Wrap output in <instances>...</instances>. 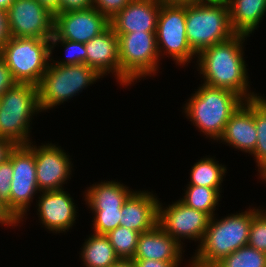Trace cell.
<instances>
[{
	"instance_id": "obj_38",
	"label": "cell",
	"mask_w": 266,
	"mask_h": 267,
	"mask_svg": "<svg viewBox=\"0 0 266 267\" xmlns=\"http://www.w3.org/2000/svg\"><path fill=\"white\" fill-rule=\"evenodd\" d=\"M0 223L7 226H15L16 224L20 223L8 210L6 204L1 200H0Z\"/></svg>"
},
{
	"instance_id": "obj_1",
	"label": "cell",
	"mask_w": 266,
	"mask_h": 267,
	"mask_svg": "<svg viewBox=\"0 0 266 267\" xmlns=\"http://www.w3.org/2000/svg\"><path fill=\"white\" fill-rule=\"evenodd\" d=\"M246 37L235 34L229 40L214 44L198 54V67L205 79L203 84L230 90L245 101L258 97L252 92L248 93L249 82L242 50Z\"/></svg>"
},
{
	"instance_id": "obj_35",
	"label": "cell",
	"mask_w": 266,
	"mask_h": 267,
	"mask_svg": "<svg viewBox=\"0 0 266 267\" xmlns=\"http://www.w3.org/2000/svg\"><path fill=\"white\" fill-rule=\"evenodd\" d=\"M93 8V0H60L59 13Z\"/></svg>"
},
{
	"instance_id": "obj_24",
	"label": "cell",
	"mask_w": 266,
	"mask_h": 267,
	"mask_svg": "<svg viewBox=\"0 0 266 267\" xmlns=\"http://www.w3.org/2000/svg\"><path fill=\"white\" fill-rule=\"evenodd\" d=\"M226 171V168L213 158L200 159L192 167L189 185L215 188L220 193L221 182Z\"/></svg>"
},
{
	"instance_id": "obj_41",
	"label": "cell",
	"mask_w": 266,
	"mask_h": 267,
	"mask_svg": "<svg viewBox=\"0 0 266 267\" xmlns=\"http://www.w3.org/2000/svg\"><path fill=\"white\" fill-rule=\"evenodd\" d=\"M110 267H136L133 260L130 259H119Z\"/></svg>"
},
{
	"instance_id": "obj_28",
	"label": "cell",
	"mask_w": 266,
	"mask_h": 267,
	"mask_svg": "<svg viewBox=\"0 0 266 267\" xmlns=\"http://www.w3.org/2000/svg\"><path fill=\"white\" fill-rule=\"evenodd\" d=\"M213 267H266V253L245 245L222 258Z\"/></svg>"
},
{
	"instance_id": "obj_36",
	"label": "cell",
	"mask_w": 266,
	"mask_h": 267,
	"mask_svg": "<svg viewBox=\"0 0 266 267\" xmlns=\"http://www.w3.org/2000/svg\"><path fill=\"white\" fill-rule=\"evenodd\" d=\"M10 37L7 11L0 9V49L9 41Z\"/></svg>"
},
{
	"instance_id": "obj_31",
	"label": "cell",
	"mask_w": 266,
	"mask_h": 267,
	"mask_svg": "<svg viewBox=\"0 0 266 267\" xmlns=\"http://www.w3.org/2000/svg\"><path fill=\"white\" fill-rule=\"evenodd\" d=\"M248 245L266 253V215L264 210L253 209Z\"/></svg>"
},
{
	"instance_id": "obj_29",
	"label": "cell",
	"mask_w": 266,
	"mask_h": 267,
	"mask_svg": "<svg viewBox=\"0 0 266 267\" xmlns=\"http://www.w3.org/2000/svg\"><path fill=\"white\" fill-rule=\"evenodd\" d=\"M122 208H91L95 213L94 228L97 234H107L120 226Z\"/></svg>"
},
{
	"instance_id": "obj_30",
	"label": "cell",
	"mask_w": 266,
	"mask_h": 267,
	"mask_svg": "<svg viewBox=\"0 0 266 267\" xmlns=\"http://www.w3.org/2000/svg\"><path fill=\"white\" fill-rule=\"evenodd\" d=\"M51 44V54L55 44L60 42L62 46L65 47V51L67 52L66 60L63 62L56 61L53 63L55 65H77V64H85L87 52L85 49V44L81 42H74L70 40L60 39L55 33L50 38Z\"/></svg>"
},
{
	"instance_id": "obj_19",
	"label": "cell",
	"mask_w": 266,
	"mask_h": 267,
	"mask_svg": "<svg viewBox=\"0 0 266 267\" xmlns=\"http://www.w3.org/2000/svg\"><path fill=\"white\" fill-rule=\"evenodd\" d=\"M241 151L252 153L257 142L254 99L247 100L231 115L219 138Z\"/></svg>"
},
{
	"instance_id": "obj_11",
	"label": "cell",
	"mask_w": 266,
	"mask_h": 267,
	"mask_svg": "<svg viewBox=\"0 0 266 267\" xmlns=\"http://www.w3.org/2000/svg\"><path fill=\"white\" fill-rule=\"evenodd\" d=\"M7 15L11 37L50 39L54 34L55 15L37 0H15Z\"/></svg>"
},
{
	"instance_id": "obj_2",
	"label": "cell",
	"mask_w": 266,
	"mask_h": 267,
	"mask_svg": "<svg viewBox=\"0 0 266 267\" xmlns=\"http://www.w3.org/2000/svg\"><path fill=\"white\" fill-rule=\"evenodd\" d=\"M252 219V209L219 221L213 216L190 267H213L222 258L248 245Z\"/></svg>"
},
{
	"instance_id": "obj_15",
	"label": "cell",
	"mask_w": 266,
	"mask_h": 267,
	"mask_svg": "<svg viewBox=\"0 0 266 267\" xmlns=\"http://www.w3.org/2000/svg\"><path fill=\"white\" fill-rule=\"evenodd\" d=\"M161 0H132L110 19L116 34L156 32Z\"/></svg>"
},
{
	"instance_id": "obj_39",
	"label": "cell",
	"mask_w": 266,
	"mask_h": 267,
	"mask_svg": "<svg viewBox=\"0 0 266 267\" xmlns=\"http://www.w3.org/2000/svg\"><path fill=\"white\" fill-rule=\"evenodd\" d=\"M16 147V145L8 140L0 138V164L9 159L11 151Z\"/></svg>"
},
{
	"instance_id": "obj_17",
	"label": "cell",
	"mask_w": 266,
	"mask_h": 267,
	"mask_svg": "<svg viewBox=\"0 0 266 267\" xmlns=\"http://www.w3.org/2000/svg\"><path fill=\"white\" fill-rule=\"evenodd\" d=\"M87 52L85 64L100 76L112 72L120 82L119 37L109 26L100 35L84 43Z\"/></svg>"
},
{
	"instance_id": "obj_23",
	"label": "cell",
	"mask_w": 266,
	"mask_h": 267,
	"mask_svg": "<svg viewBox=\"0 0 266 267\" xmlns=\"http://www.w3.org/2000/svg\"><path fill=\"white\" fill-rule=\"evenodd\" d=\"M81 256L86 267H110L120 259L110 244L108 236L97 233L85 241Z\"/></svg>"
},
{
	"instance_id": "obj_8",
	"label": "cell",
	"mask_w": 266,
	"mask_h": 267,
	"mask_svg": "<svg viewBox=\"0 0 266 267\" xmlns=\"http://www.w3.org/2000/svg\"><path fill=\"white\" fill-rule=\"evenodd\" d=\"M117 35L119 37L121 85H131L138 78L155 74L160 60L156 32H133Z\"/></svg>"
},
{
	"instance_id": "obj_20",
	"label": "cell",
	"mask_w": 266,
	"mask_h": 267,
	"mask_svg": "<svg viewBox=\"0 0 266 267\" xmlns=\"http://www.w3.org/2000/svg\"><path fill=\"white\" fill-rule=\"evenodd\" d=\"M182 245L158 225L139 235L133 259H154L165 262H180Z\"/></svg>"
},
{
	"instance_id": "obj_22",
	"label": "cell",
	"mask_w": 266,
	"mask_h": 267,
	"mask_svg": "<svg viewBox=\"0 0 266 267\" xmlns=\"http://www.w3.org/2000/svg\"><path fill=\"white\" fill-rule=\"evenodd\" d=\"M114 181L93 184L86 193V203L90 208H122L128 197L134 192Z\"/></svg>"
},
{
	"instance_id": "obj_3",
	"label": "cell",
	"mask_w": 266,
	"mask_h": 267,
	"mask_svg": "<svg viewBox=\"0 0 266 267\" xmlns=\"http://www.w3.org/2000/svg\"><path fill=\"white\" fill-rule=\"evenodd\" d=\"M243 102L230 90L202 84L185 104V113L201 132L218 141L231 115Z\"/></svg>"
},
{
	"instance_id": "obj_16",
	"label": "cell",
	"mask_w": 266,
	"mask_h": 267,
	"mask_svg": "<svg viewBox=\"0 0 266 267\" xmlns=\"http://www.w3.org/2000/svg\"><path fill=\"white\" fill-rule=\"evenodd\" d=\"M63 190L43 191L37 202L42 224L56 233L69 230L77 213L70 194Z\"/></svg>"
},
{
	"instance_id": "obj_13",
	"label": "cell",
	"mask_w": 266,
	"mask_h": 267,
	"mask_svg": "<svg viewBox=\"0 0 266 267\" xmlns=\"http://www.w3.org/2000/svg\"><path fill=\"white\" fill-rule=\"evenodd\" d=\"M110 26V20L96 8L71 10L55 15L54 33L60 38L86 43Z\"/></svg>"
},
{
	"instance_id": "obj_33",
	"label": "cell",
	"mask_w": 266,
	"mask_h": 267,
	"mask_svg": "<svg viewBox=\"0 0 266 267\" xmlns=\"http://www.w3.org/2000/svg\"><path fill=\"white\" fill-rule=\"evenodd\" d=\"M131 1L132 0H93V7L110 20Z\"/></svg>"
},
{
	"instance_id": "obj_18",
	"label": "cell",
	"mask_w": 266,
	"mask_h": 267,
	"mask_svg": "<svg viewBox=\"0 0 266 267\" xmlns=\"http://www.w3.org/2000/svg\"><path fill=\"white\" fill-rule=\"evenodd\" d=\"M159 200L150 192L134 191L121 209L120 225L140 234L157 225Z\"/></svg>"
},
{
	"instance_id": "obj_26",
	"label": "cell",
	"mask_w": 266,
	"mask_h": 267,
	"mask_svg": "<svg viewBox=\"0 0 266 267\" xmlns=\"http://www.w3.org/2000/svg\"><path fill=\"white\" fill-rule=\"evenodd\" d=\"M185 192L180 200L182 203L208 214L211 218L215 215L214 209L220 199V193L215 188L189 185Z\"/></svg>"
},
{
	"instance_id": "obj_42",
	"label": "cell",
	"mask_w": 266,
	"mask_h": 267,
	"mask_svg": "<svg viewBox=\"0 0 266 267\" xmlns=\"http://www.w3.org/2000/svg\"><path fill=\"white\" fill-rule=\"evenodd\" d=\"M162 3L168 4H192V3H199V0H161Z\"/></svg>"
},
{
	"instance_id": "obj_43",
	"label": "cell",
	"mask_w": 266,
	"mask_h": 267,
	"mask_svg": "<svg viewBox=\"0 0 266 267\" xmlns=\"http://www.w3.org/2000/svg\"><path fill=\"white\" fill-rule=\"evenodd\" d=\"M199 3L203 4H221V5H226L230 3V0H199Z\"/></svg>"
},
{
	"instance_id": "obj_27",
	"label": "cell",
	"mask_w": 266,
	"mask_h": 267,
	"mask_svg": "<svg viewBox=\"0 0 266 267\" xmlns=\"http://www.w3.org/2000/svg\"><path fill=\"white\" fill-rule=\"evenodd\" d=\"M120 259L134 258L140 233L124 226H118L106 234Z\"/></svg>"
},
{
	"instance_id": "obj_32",
	"label": "cell",
	"mask_w": 266,
	"mask_h": 267,
	"mask_svg": "<svg viewBox=\"0 0 266 267\" xmlns=\"http://www.w3.org/2000/svg\"><path fill=\"white\" fill-rule=\"evenodd\" d=\"M13 175L11 153L9 159L0 164V200L4 202L10 211V190Z\"/></svg>"
},
{
	"instance_id": "obj_4",
	"label": "cell",
	"mask_w": 266,
	"mask_h": 267,
	"mask_svg": "<svg viewBox=\"0 0 266 267\" xmlns=\"http://www.w3.org/2000/svg\"><path fill=\"white\" fill-rule=\"evenodd\" d=\"M40 110L37 86L16 83L0 97V138L28 145L30 120Z\"/></svg>"
},
{
	"instance_id": "obj_37",
	"label": "cell",
	"mask_w": 266,
	"mask_h": 267,
	"mask_svg": "<svg viewBox=\"0 0 266 267\" xmlns=\"http://www.w3.org/2000/svg\"><path fill=\"white\" fill-rule=\"evenodd\" d=\"M136 267H178L180 262H165L154 259H132Z\"/></svg>"
},
{
	"instance_id": "obj_9",
	"label": "cell",
	"mask_w": 266,
	"mask_h": 267,
	"mask_svg": "<svg viewBox=\"0 0 266 267\" xmlns=\"http://www.w3.org/2000/svg\"><path fill=\"white\" fill-rule=\"evenodd\" d=\"M156 44L159 57L162 49L164 54L172 56L179 65L190 63L196 54L189 46L186 36V4L161 2L156 29Z\"/></svg>"
},
{
	"instance_id": "obj_44",
	"label": "cell",
	"mask_w": 266,
	"mask_h": 267,
	"mask_svg": "<svg viewBox=\"0 0 266 267\" xmlns=\"http://www.w3.org/2000/svg\"><path fill=\"white\" fill-rule=\"evenodd\" d=\"M15 0H0V9L7 11Z\"/></svg>"
},
{
	"instance_id": "obj_5",
	"label": "cell",
	"mask_w": 266,
	"mask_h": 267,
	"mask_svg": "<svg viewBox=\"0 0 266 267\" xmlns=\"http://www.w3.org/2000/svg\"><path fill=\"white\" fill-rule=\"evenodd\" d=\"M229 9L221 4H186V36L192 51L198 55L214 44L233 37Z\"/></svg>"
},
{
	"instance_id": "obj_7",
	"label": "cell",
	"mask_w": 266,
	"mask_h": 267,
	"mask_svg": "<svg viewBox=\"0 0 266 267\" xmlns=\"http://www.w3.org/2000/svg\"><path fill=\"white\" fill-rule=\"evenodd\" d=\"M100 75L86 64L54 65L51 62L37 85L41 111L72 98Z\"/></svg>"
},
{
	"instance_id": "obj_6",
	"label": "cell",
	"mask_w": 266,
	"mask_h": 267,
	"mask_svg": "<svg viewBox=\"0 0 266 267\" xmlns=\"http://www.w3.org/2000/svg\"><path fill=\"white\" fill-rule=\"evenodd\" d=\"M0 57L17 83L37 86L49 65L50 39L10 37L0 49Z\"/></svg>"
},
{
	"instance_id": "obj_40",
	"label": "cell",
	"mask_w": 266,
	"mask_h": 267,
	"mask_svg": "<svg viewBox=\"0 0 266 267\" xmlns=\"http://www.w3.org/2000/svg\"><path fill=\"white\" fill-rule=\"evenodd\" d=\"M40 5L49 10L53 15L59 13L60 0H37Z\"/></svg>"
},
{
	"instance_id": "obj_21",
	"label": "cell",
	"mask_w": 266,
	"mask_h": 267,
	"mask_svg": "<svg viewBox=\"0 0 266 267\" xmlns=\"http://www.w3.org/2000/svg\"><path fill=\"white\" fill-rule=\"evenodd\" d=\"M230 22L236 34L249 36L266 12V0H230Z\"/></svg>"
},
{
	"instance_id": "obj_25",
	"label": "cell",
	"mask_w": 266,
	"mask_h": 267,
	"mask_svg": "<svg viewBox=\"0 0 266 267\" xmlns=\"http://www.w3.org/2000/svg\"><path fill=\"white\" fill-rule=\"evenodd\" d=\"M254 122L257 131V142L253 154L258 163L261 178L266 176V100L262 96L254 98Z\"/></svg>"
},
{
	"instance_id": "obj_34",
	"label": "cell",
	"mask_w": 266,
	"mask_h": 267,
	"mask_svg": "<svg viewBox=\"0 0 266 267\" xmlns=\"http://www.w3.org/2000/svg\"><path fill=\"white\" fill-rule=\"evenodd\" d=\"M16 83L17 82L14 80L11 71L0 57V97Z\"/></svg>"
},
{
	"instance_id": "obj_12",
	"label": "cell",
	"mask_w": 266,
	"mask_h": 267,
	"mask_svg": "<svg viewBox=\"0 0 266 267\" xmlns=\"http://www.w3.org/2000/svg\"><path fill=\"white\" fill-rule=\"evenodd\" d=\"M161 203L158 204V220L157 225L171 235L179 244L180 238L191 240L203 239L204 233L207 230L211 217L194 208L186 206L180 200L162 208Z\"/></svg>"
},
{
	"instance_id": "obj_10",
	"label": "cell",
	"mask_w": 266,
	"mask_h": 267,
	"mask_svg": "<svg viewBox=\"0 0 266 267\" xmlns=\"http://www.w3.org/2000/svg\"><path fill=\"white\" fill-rule=\"evenodd\" d=\"M13 175L10 190V212L21 221L34 194L39 191L35 154L27 145H16L11 151Z\"/></svg>"
},
{
	"instance_id": "obj_14",
	"label": "cell",
	"mask_w": 266,
	"mask_h": 267,
	"mask_svg": "<svg viewBox=\"0 0 266 267\" xmlns=\"http://www.w3.org/2000/svg\"><path fill=\"white\" fill-rule=\"evenodd\" d=\"M27 145L35 154L36 178L38 189L43 191L61 190L71 174L72 165L69 155L51 143L37 146Z\"/></svg>"
}]
</instances>
